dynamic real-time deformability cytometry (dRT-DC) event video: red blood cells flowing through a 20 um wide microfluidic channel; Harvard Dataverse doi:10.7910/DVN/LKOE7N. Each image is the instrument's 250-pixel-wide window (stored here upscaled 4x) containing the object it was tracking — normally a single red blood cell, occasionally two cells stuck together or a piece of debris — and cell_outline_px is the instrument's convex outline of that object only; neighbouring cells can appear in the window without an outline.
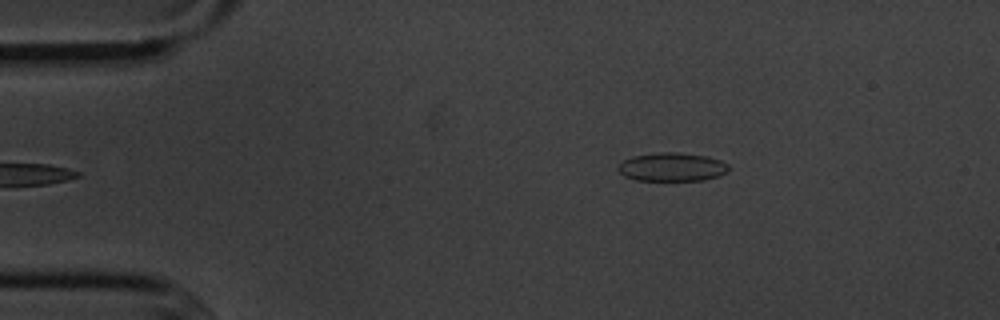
{"species": "common noctule bat (a hibernating species)", "species_latin": "Nyctalus noctula", "temperature_condition": "cold", "stored_images_in_passage": 4, "camera_frame_rate_fps": 3000, "um_per_image_px": 0.085, "animal": {"sex": "male", "body_mass_g": 20.1, "forearm_length_mm": 53.5}, "frame": {"image": 1, "passage_image": 4, "time_ms": 4.333, "image_size_px": [1000, 320], "cell_outline_px": [[728, 172], [720, 176], [704, 180], [636, 180], [624, 176], [616, 168], [624, 160], [632, 156], [660, 152], [676, 152], [708, 156], [720, 160], [728, 164]], "centroid_in_image_um": [57.14, 14.19], "position_along_channel_um": 27.9, "area_um2": 18.44}}